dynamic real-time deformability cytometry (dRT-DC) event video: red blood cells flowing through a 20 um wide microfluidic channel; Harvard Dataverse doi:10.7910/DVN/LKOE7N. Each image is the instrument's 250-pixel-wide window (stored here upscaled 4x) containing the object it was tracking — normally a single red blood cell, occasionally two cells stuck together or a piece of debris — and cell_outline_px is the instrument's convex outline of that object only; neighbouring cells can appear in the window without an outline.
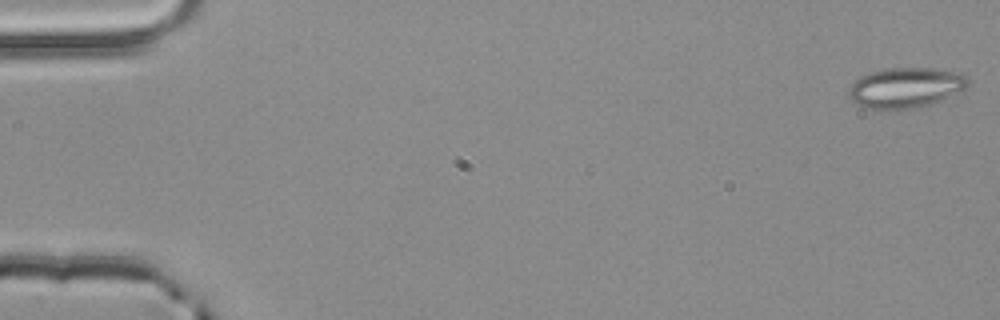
{"species": "common noctule bat (a hibernating species)", "species_latin": "Nyctalus noctula", "temperature_condition": "room temperature", "stored_images_in_passage": 32, "camera_frame_rate_fps": 3000, "um_per_image_px": 0.085, "animal": {"sex": "male", "body_mass_g": 20.4}, "frame": {"image": 1, "passage_image": 1, "time_ms": 0.0, "image_size_px": [1000, 320], "cell_outline_px": [[972, 80], [964, 88], [940, 100], [916, 108], [888, 112], [864, 108], [856, 104], [848, 96], [848, 88], [860, 76], [868, 72], [888, 68], [936, 68], [964, 72]], "centroid_in_image_um": [76.95, 7.46], "position_along_channel_um": 8.0, "area_um2": 28.78}}
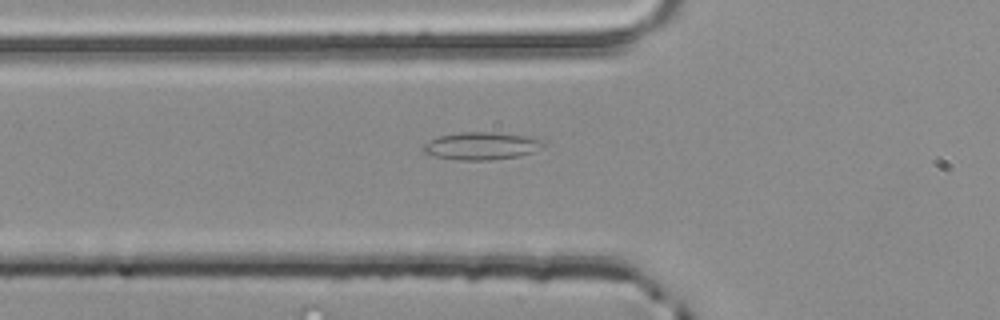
{"frame": {"image": 2, "passage_image": 19, "time_ms": 6.0, "image_size_px": [1000, 320], "cell_outline_px": [[544, 144], [532, 152], [520, 156], [492, 160], [456, 160], [436, 156], [424, 152], [424, 144], [440, 136], [460, 132], [492, 132], [524, 136], [540, 140]], "centroid_in_image_um": [40.9, 12.41], "position_along_channel_um": 84.9, "area_um2": 18.84}}
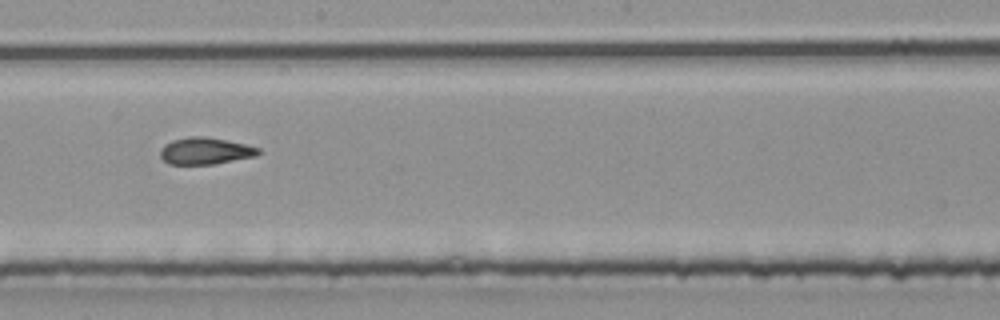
{"frame": {"image": 3, "passage_image": 30, "time_ms": 9.667, "image_size_px": [1000, 320], "cell_outline_px": [[260, 152], [256, 156], [212, 164], [168, 164], [160, 156], [160, 148], [164, 144], [172, 140], [188, 136], [208, 136], [244, 144], [260, 148]], "centroid_in_image_um": [17.41, 12.82], "position_along_channel_um": 230.8, "area_um2": 15.37}}